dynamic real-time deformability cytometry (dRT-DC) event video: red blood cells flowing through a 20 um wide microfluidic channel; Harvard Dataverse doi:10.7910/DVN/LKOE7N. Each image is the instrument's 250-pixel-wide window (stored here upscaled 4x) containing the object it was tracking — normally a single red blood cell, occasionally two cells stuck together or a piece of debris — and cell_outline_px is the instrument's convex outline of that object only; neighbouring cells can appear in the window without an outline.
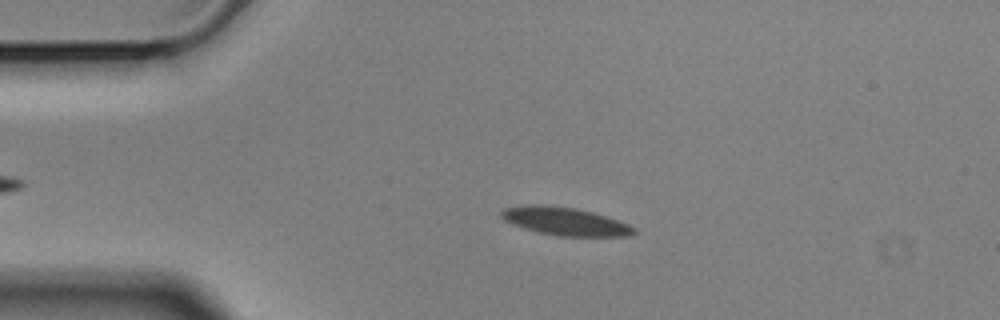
{"species": "Egyptian fruit bat (a non-hibernating species)", "species_latin": "Rousettus aegyptiacus", "temperature_condition": "cold", "stored_images_in_passage": 56, "camera_frame_rate_fps": 3000, "um_per_image_px": 0.085, "animal": {"sex": "male"}, "frame": {"image": 1, "passage_image": 11, "time_ms": 3.333, "image_size_px": [1000, 320], "cell_outline_px": [[636, 232], [632, 236], [556, 236], [524, 228], [512, 224], [504, 220], [500, 216], [500, 212], [504, 208], [528, 204], [548, 204], [576, 208], [592, 212], [628, 224], [636, 228]], "centroid_in_image_um": [48.0, 18.8], "position_along_channel_um": 37.0, "area_um2": 21.73}}
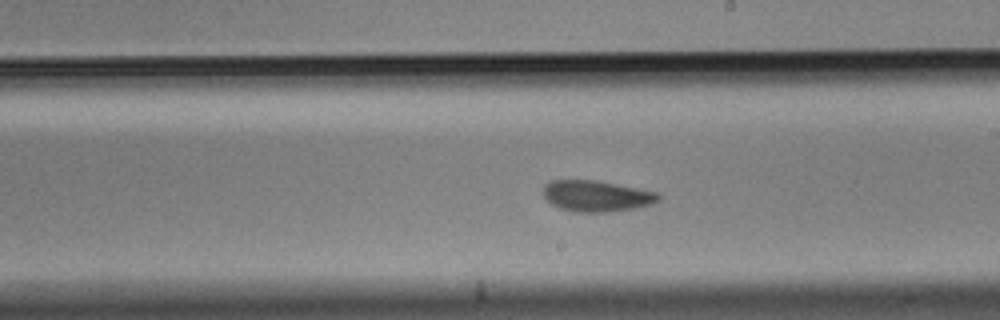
{"frame": {"image": 2, "passage_image": 31, "time_ms": 10.0, "image_size_px": [1000, 320], "cell_outline_px": [[660, 200], [652, 204], [636, 208], [608, 212], [576, 212], [560, 208], [552, 204], [544, 196], [544, 184], [552, 180], [596, 180], [660, 192]], "centroid_in_image_um": [50.75, 16.66], "position_along_channel_um": 238.3, "area_um2": 20.98}}
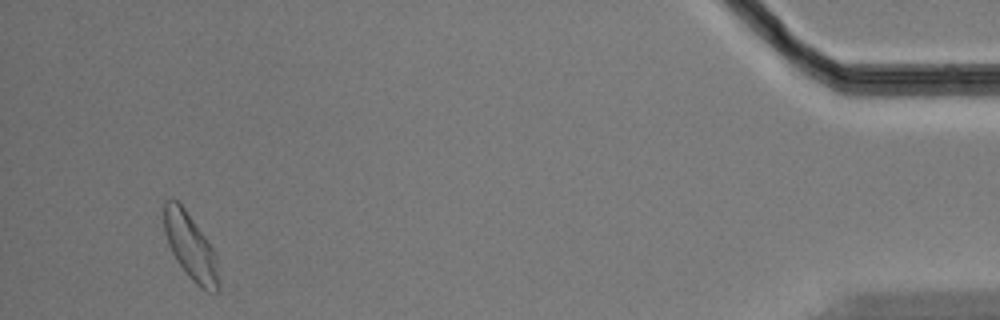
{"frame": {"image": 3, "passage_image": 53, "time_ms": 17.333, "image_size_px": [1000, 320], "cell_outline_px": [[220, 288], [216, 292], [208, 292], [200, 288], [188, 276], [176, 260], [168, 244], [164, 232], [164, 200], [176, 200], [184, 208], [216, 252], [220, 284]], "centroid_in_image_um": [16.22, 21.02], "position_along_channel_um": 419.0, "area_um2": 21.1}, "authors_computed_cell_mechanics": {"area_um2": 21.1548, "velocity_mm_per_s": 3.4936, "shape_relaxation_time_tau1_ms": 3.4046, "shape_relaxation_time_tau2_ms": 2.8251, "deformation_change_tau1": 0.1154, "deformation_change_tau2": 0.0698}}